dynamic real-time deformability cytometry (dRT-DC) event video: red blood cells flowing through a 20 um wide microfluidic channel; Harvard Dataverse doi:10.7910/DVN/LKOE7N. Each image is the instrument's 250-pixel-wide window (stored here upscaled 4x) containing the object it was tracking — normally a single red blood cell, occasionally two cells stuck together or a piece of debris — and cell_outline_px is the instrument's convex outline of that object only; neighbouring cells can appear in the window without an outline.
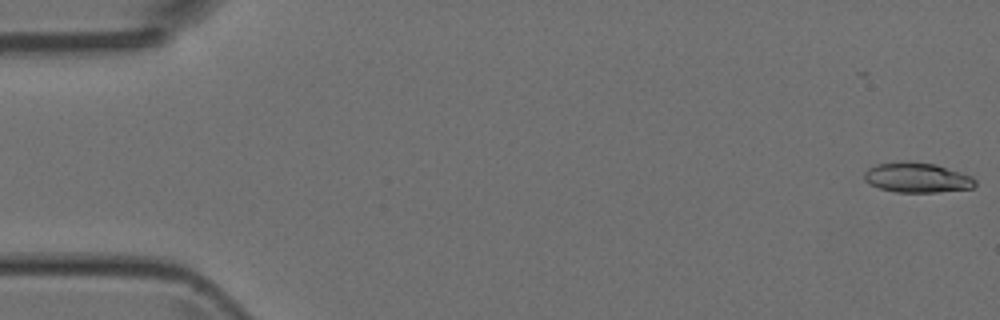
{"species": "Egyptian fruit bat (a non-hibernating species)", "species_latin": "Rousettus aegyptiacus", "temperature_condition": "room temperature", "stored_images_in_passage": 4, "camera_frame_rate_fps": 3000, "um_per_image_px": 0.085, "animal": {"sex": "female"}, "frame": {"image": 1, "passage_image": 1, "time_ms": 0.0, "image_size_px": [1000, 320], "cell_outline_px": [[976, 184], [972, 188], [936, 192], [896, 192], [880, 188], [868, 184], [864, 180], [864, 172], [868, 168], [876, 164], [908, 160], [936, 164], [972, 176], [976, 180]], "centroid_in_image_um": [77.93, 15.08], "position_along_channel_um": 7.1, "area_um2": 19.54}}
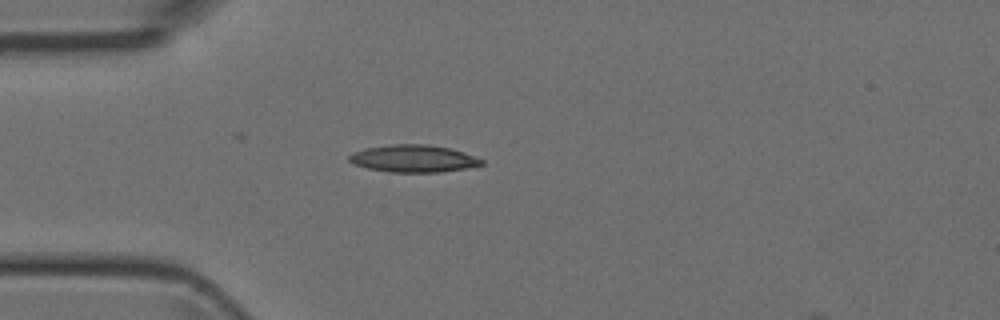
{"frame": {"image": 2, "passage_image": 4, "time_ms": 4.333, "image_size_px": [1000, 320], "cell_outline_px": [[484, 164], [464, 168], [440, 172], [388, 172], [368, 168], [356, 164], [348, 160], [348, 156], [352, 152], [364, 148], [392, 144], [428, 144], [448, 148], [484, 160]], "centroid_in_image_um": [35.08, 13.47], "position_along_channel_um": 49.9, "area_um2": 20.81}}